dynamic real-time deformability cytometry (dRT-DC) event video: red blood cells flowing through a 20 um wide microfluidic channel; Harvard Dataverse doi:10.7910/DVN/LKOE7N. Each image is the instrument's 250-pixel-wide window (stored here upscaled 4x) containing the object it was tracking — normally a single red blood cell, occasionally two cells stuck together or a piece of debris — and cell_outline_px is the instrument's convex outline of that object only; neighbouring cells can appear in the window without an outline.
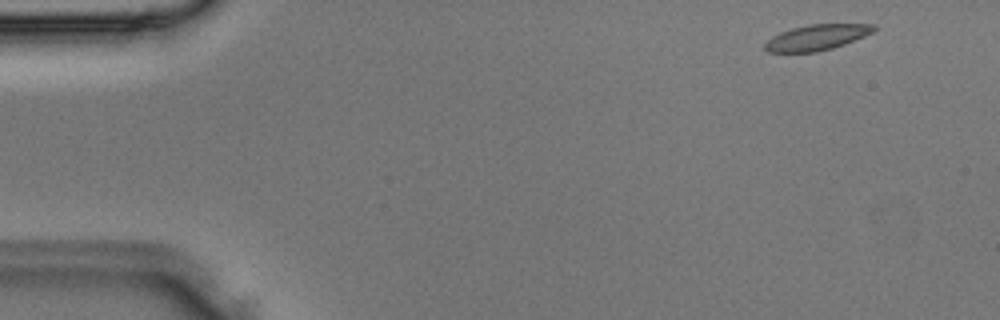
{"species": "Egyptian fruit bat (a non-hibernating species)", "species_latin": "Rousettus aegyptiacus", "temperature_condition": "room temperature", "stored_images_in_passage": 4, "camera_frame_rate_fps": 3000, "um_per_image_px": 0.085, "animal": {"sex": "male"}, "frame": {"image": 1, "passage_image": 4, "time_ms": 1.0, "image_size_px": [1000, 320], "cell_outline_px": [[876, 28], [872, 32], [864, 36], [844, 44], [832, 48], [816, 52], [768, 52], [764, 48], [764, 44], [772, 36], [780, 32], [792, 28], [808, 24], [876, 24]], "centroid_in_image_um": [69.4, 3.17], "position_along_channel_um": 15.6, "area_um2": 16.18}}